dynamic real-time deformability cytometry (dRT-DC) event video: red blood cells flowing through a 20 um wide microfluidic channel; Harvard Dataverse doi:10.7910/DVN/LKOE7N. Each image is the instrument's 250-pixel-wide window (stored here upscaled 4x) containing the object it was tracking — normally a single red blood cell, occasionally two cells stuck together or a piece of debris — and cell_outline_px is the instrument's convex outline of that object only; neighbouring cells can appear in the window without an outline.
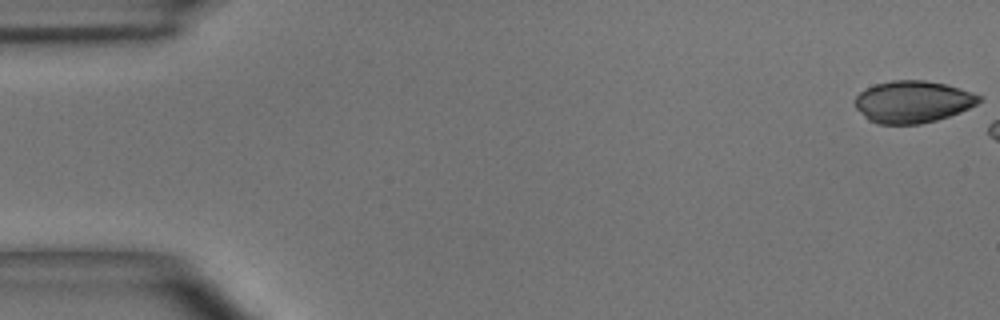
{"species": "common noctule bat (a hibernating species)", "species_latin": "Nyctalus noctula", "temperature_condition": "room temperature", "stored_images_in_passage": 6, "camera_frame_rate_fps": 3000, "um_per_image_px": 0.085, "animal": {"sex": "male", "body_mass_g": 15.6}, "frame": {"image": 1, "passage_image": 1, "time_ms": 0.0, "image_size_px": [1000, 320], "cell_outline_px": [[984, 96], [976, 104], [960, 112], [936, 120], [920, 124], [876, 124], [868, 120], [856, 108], [856, 96], [860, 92], [876, 84], [892, 80], [924, 80], [944, 84], [960, 88]], "centroid_in_image_um": [77.59, 8.65], "position_along_channel_um": 7.4, "area_um2": 30.23}}